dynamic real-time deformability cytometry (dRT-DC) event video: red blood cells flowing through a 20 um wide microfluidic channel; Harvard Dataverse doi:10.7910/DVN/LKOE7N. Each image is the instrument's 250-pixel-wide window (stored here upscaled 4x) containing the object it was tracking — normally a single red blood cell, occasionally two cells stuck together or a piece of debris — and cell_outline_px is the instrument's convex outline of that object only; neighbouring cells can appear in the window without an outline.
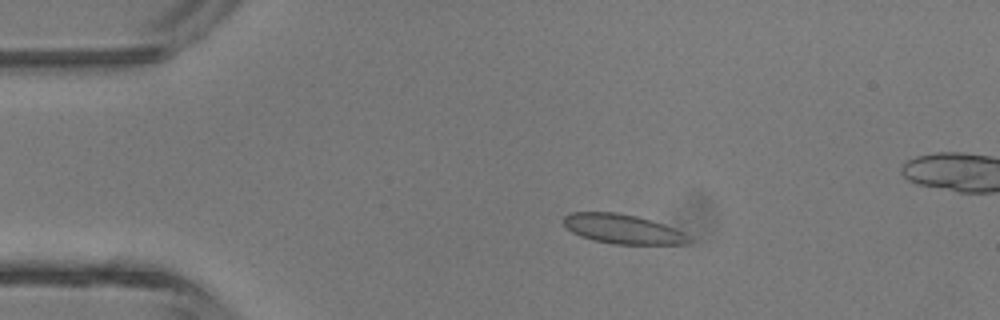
{"species": "common noctule bat (a hibernating species)", "species_latin": "Nyctalus noctula", "temperature_condition": "room temperature", "stored_images_in_passage": 3, "camera_frame_rate_fps": 3000, "um_per_image_px": 0.085, "animal": {"sex": "male", "body_mass_g": 13.3}, "frame": {"image": 1, "passage_image": 1, "time_ms": 0.0, "image_size_px": [1000, 320], "cell_outline_px": [[692, 240], [688, 244], [612, 244], [592, 240], [580, 236], [572, 232], [564, 224], [564, 216], [568, 212], [616, 212], [636, 216], [652, 220], [664, 224], [688, 236]], "centroid_in_image_um": [52.89, 19.46], "position_along_channel_um": 32.1, "area_um2": 21.44}}